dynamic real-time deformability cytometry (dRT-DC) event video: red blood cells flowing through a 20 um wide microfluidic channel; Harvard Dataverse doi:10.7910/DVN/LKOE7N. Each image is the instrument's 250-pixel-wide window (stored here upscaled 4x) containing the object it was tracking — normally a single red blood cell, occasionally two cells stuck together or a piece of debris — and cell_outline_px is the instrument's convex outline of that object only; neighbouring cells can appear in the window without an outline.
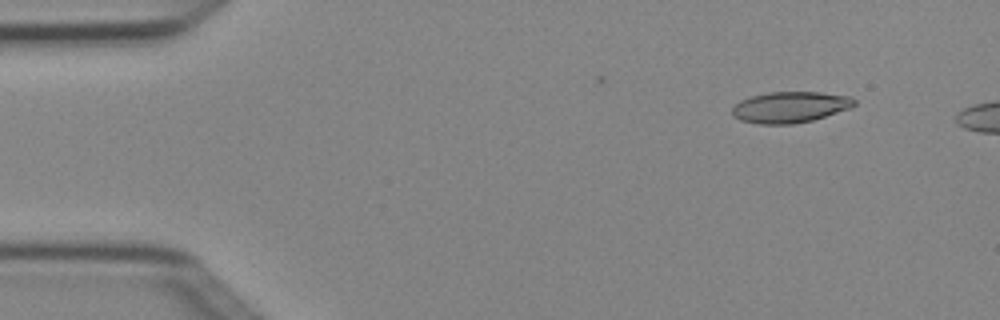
{"species": "Egyptian fruit bat (a non-hibernating species)", "species_latin": "Rousettus aegyptiacus", "temperature_condition": "cold", "stored_images_in_passage": 3, "camera_frame_rate_fps": 3000, "um_per_image_px": 0.085, "animal": {"sex": "female"}, "frame": {"image": 1, "passage_image": 1, "time_ms": 0.0, "image_size_px": [1000, 320], "cell_outline_px": [[856, 104], [852, 108], [812, 120], [792, 124], [760, 124], [740, 120], [732, 116], [732, 108], [740, 100], [752, 96], [768, 92], [820, 92], [852, 96], [856, 100]], "centroid_in_image_um": [67.18, 9.1], "position_along_channel_um": 17.8, "area_um2": 22.25}}